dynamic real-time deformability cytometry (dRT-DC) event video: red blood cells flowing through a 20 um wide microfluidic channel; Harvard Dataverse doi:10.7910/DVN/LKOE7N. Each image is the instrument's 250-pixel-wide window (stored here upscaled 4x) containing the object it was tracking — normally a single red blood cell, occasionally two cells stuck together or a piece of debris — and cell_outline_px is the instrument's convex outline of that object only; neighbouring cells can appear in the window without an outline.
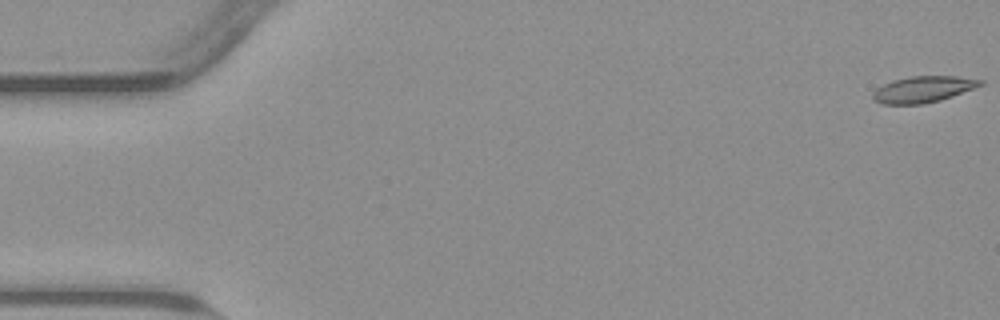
{"species": "common noctule bat (a hibernating species)", "species_latin": "Nyctalus noctula", "temperature_condition": "warm", "stored_images_in_passage": 55, "camera_frame_rate_fps": 3000, "um_per_image_px": 0.085, "animal": {"sex": "male", "body_mass_g": 23.1, "forearm_length_mm": 52.7}, "frame": {"image": 1, "passage_image": 1, "time_ms": 0.0, "image_size_px": [1000, 320], "cell_outline_px": [[984, 84], [952, 96], [940, 100], [924, 104], [880, 104], [872, 100], [872, 92], [876, 88], [892, 80], [912, 76], [956, 76], [984, 80]], "centroid_in_image_um": [78.42, 7.59], "position_along_channel_um": 6.6, "area_um2": 16.53}}
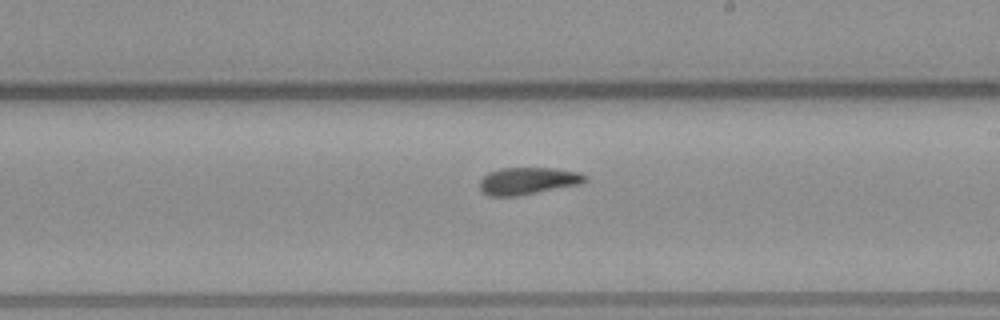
{"frame": {"image": 2, "passage_image": 32, "time_ms": 10.333, "image_size_px": [1000, 320], "cell_outline_px": [[588, 180], [580, 184], [516, 196], [488, 196], [480, 188], [480, 180], [488, 172], [500, 168], [552, 168], [580, 172], [588, 176]], "centroid_in_image_um": [44.89, 15.37], "position_along_channel_um": 244.1, "area_um2": 16.65}}
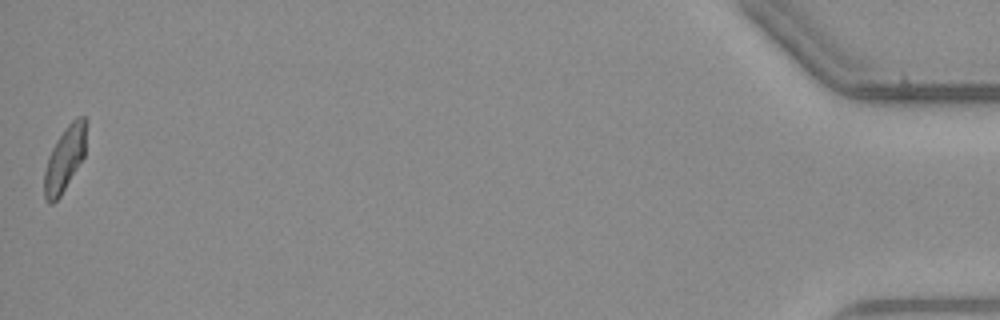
{"frame": {"image": 3, "passage_image": 55, "time_ms": 18.0, "image_size_px": [1000, 320], "cell_outline_px": [[88, 120], [84, 156], [60, 196], [52, 204], [48, 204], [44, 200], [44, 172], [48, 156], [56, 140], [68, 124], [76, 116], [84, 116]], "centroid_in_image_um": [5.51, 13.46], "position_along_channel_um": 429.7, "area_um2": 16.01}, "authors_computed_cell_mechanics": {"area_um2": 16.8776, "velocity_mm_per_s": 3.7817, "shape_relaxation_time_tau1_ms": 7.0798, "shape_relaxation_time_tau2_ms": 2.5447, "deformation_change_tau1": 0.159, "deformation_change_tau2": 0.0836}}